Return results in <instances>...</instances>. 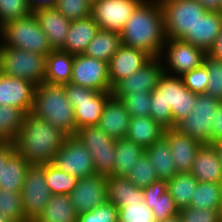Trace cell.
<instances>
[{
    "instance_id": "obj_1",
    "label": "cell",
    "mask_w": 222,
    "mask_h": 222,
    "mask_svg": "<svg viewBox=\"0 0 222 222\" xmlns=\"http://www.w3.org/2000/svg\"><path fill=\"white\" fill-rule=\"evenodd\" d=\"M120 35L122 45L144 51L151 58L162 57L167 38L160 1L144 0L131 14Z\"/></svg>"
},
{
    "instance_id": "obj_2",
    "label": "cell",
    "mask_w": 222,
    "mask_h": 222,
    "mask_svg": "<svg viewBox=\"0 0 222 222\" xmlns=\"http://www.w3.org/2000/svg\"><path fill=\"white\" fill-rule=\"evenodd\" d=\"M197 94L191 92L180 76L164 73L151 92L150 117L165 129L174 128L193 109Z\"/></svg>"
},
{
    "instance_id": "obj_3",
    "label": "cell",
    "mask_w": 222,
    "mask_h": 222,
    "mask_svg": "<svg viewBox=\"0 0 222 222\" xmlns=\"http://www.w3.org/2000/svg\"><path fill=\"white\" fill-rule=\"evenodd\" d=\"M67 137L46 120L28 113L13 144L30 165H46L53 162Z\"/></svg>"
},
{
    "instance_id": "obj_4",
    "label": "cell",
    "mask_w": 222,
    "mask_h": 222,
    "mask_svg": "<svg viewBox=\"0 0 222 222\" xmlns=\"http://www.w3.org/2000/svg\"><path fill=\"white\" fill-rule=\"evenodd\" d=\"M31 113L39 119L46 120L67 136H75L77 133L74 108L66 97L64 85H37Z\"/></svg>"
},
{
    "instance_id": "obj_5",
    "label": "cell",
    "mask_w": 222,
    "mask_h": 222,
    "mask_svg": "<svg viewBox=\"0 0 222 222\" xmlns=\"http://www.w3.org/2000/svg\"><path fill=\"white\" fill-rule=\"evenodd\" d=\"M0 33L6 41L0 47H14L44 56L53 50L34 13L4 24Z\"/></svg>"
},
{
    "instance_id": "obj_6",
    "label": "cell",
    "mask_w": 222,
    "mask_h": 222,
    "mask_svg": "<svg viewBox=\"0 0 222 222\" xmlns=\"http://www.w3.org/2000/svg\"><path fill=\"white\" fill-rule=\"evenodd\" d=\"M46 56L14 47H0V74L35 86L44 83Z\"/></svg>"
},
{
    "instance_id": "obj_7",
    "label": "cell",
    "mask_w": 222,
    "mask_h": 222,
    "mask_svg": "<svg viewBox=\"0 0 222 222\" xmlns=\"http://www.w3.org/2000/svg\"><path fill=\"white\" fill-rule=\"evenodd\" d=\"M167 39L183 40L207 11L196 0H159Z\"/></svg>"
},
{
    "instance_id": "obj_8",
    "label": "cell",
    "mask_w": 222,
    "mask_h": 222,
    "mask_svg": "<svg viewBox=\"0 0 222 222\" xmlns=\"http://www.w3.org/2000/svg\"><path fill=\"white\" fill-rule=\"evenodd\" d=\"M65 94L72 104L77 129L85 126H97L111 91H95L73 83L63 84Z\"/></svg>"
},
{
    "instance_id": "obj_9",
    "label": "cell",
    "mask_w": 222,
    "mask_h": 222,
    "mask_svg": "<svg viewBox=\"0 0 222 222\" xmlns=\"http://www.w3.org/2000/svg\"><path fill=\"white\" fill-rule=\"evenodd\" d=\"M221 102L209 94H197L192 111L174 129L202 144H210L211 122Z\"/></svg>"
},
{
    "instance_id": "obj_10",
    "label": "cell",
    "mask_w": 222,
    "mask_h": 222,
    "mask_svg": "<svg viewBox=\"0 0 222 222\" xmlns=\"http://www.w3.org/2000/svg\"><path fill=\"white\" fill-rule=\"evenodd\" d=\"M89 150L95 167V173L111 176L115 163L116 140L110 138L98 126H85L77 130L75 135Z\"/></svg>"
},
{
    "instance_id": "obj_11",
    "label": "cell",
    "mask_w": 222,
    "mask_h": 222,
    "mask_svg": "<svg viewBox=\"0 0 222 222\" xmlns=\"http://www.w3.org/2000/svg\"><path fill=\"white\" fill-rule=\"evenodd\" d=\"M25 217L33 222L46 207L51 191L46 182L45 165H30L20 191Z\"/></svg>"
},
{
    "instance_id": "obj_12",
    "label": "cell",
    "mask_w": 222,
    "mask_h": 222,
    "mask_svg": "<svg viewBox=\"0 0 222 222\" xmlns=\"http://www.w3.org/2000/svg\"><path fill=\"white\" fill-rule=\"evenodd\" d=\"M52 164L78 179L96 174L89 150L76 136L65 139Z\"/></svg>"
},
{
    "instance_id": "obj_13",
    "label": "cell",
    "mask_w": 222,
    "mask_h": 222,
    "mask_svg": "<svg viewBox=\"0 0 222 222\" xmlns=\"http://www.w3.org/2000/svg\"><path fill=\"white\" fill-rule=\"evenodd\" d=\"M70 83L95 91H111L108 63L84 54L74 55Z\"/></svg>"
},
{
    "instance_id": "obj_14",
    "label": "cell",
    "mask_w": 222,
    "mask_h": 222,
    "mask_svg": "<svg viewBox=\"0 0 222 222\" xmlns=\"http://www.w3.org/2000/svg\"><path fill=\"white\" fill-rule=\"evenodd\" d=\"M144 0H98L91 16L99 29L121 32L131 14Z\"/></svg>"
},
{
    "instance_id": "obj_15",
    "label": "cell",
    "mask_w": 222,
    "mask_h": 222,
    "mask_svg": "<svg viewBox=\"0 0 222 222\" xmlns=\"http://www.w3.org/2000/svg\"><path fill=\"white\" fill-rule=\"evenodd\" d=\"M107 176L94 174L80 178L75 188L69 194L76 213L82 214L105 204L107 197Z\"/></svg>"
},
{
    "instance_id": "obj_16",
    "label": "cell",
    "mask_w": 222,
    "mask_h": 222,
    "mask_svg": "<svg viewBox=\"0 0 222 222\" xmlns=\"http://www.w3.org/2000/svg\"><path fill=\"white\" fill-rule=\"evenodd\" d=\"M161 57L151 58L138 71L118 81L111 90L112 95H130L131 93L152 92L164 73L159 63Z\"/></svg>"
},
{
    "instance_id": "obj_17",
    "label": "cell",
    "mask_w": 222,
    "mask_h": 222,
    "mask_svg": "<svg viewBox=\"0 0 222 222\" xmlns=\"http://www.w3.org/2000/svg\"><path fill=\"white\" fill-rule=\"evenodd\" d=\"M36 86L21 78L0 74V106H10L31 113Z\"/></svg>"
},
{
    "instance_id": "obj_18",
    "label": "cell",
    "mask_w": 222,
    "mask_h": 222,
    "mask_svg": "<svg viewBox=\"0 0 222 222\" xmlns=\"http://www.w3.org/2000/svg\"><path fill=\"white\" fill-rule=\"evenodd\" d=\"M166 42L170 43L165 56L166 62L177 76H182L204 63L207 53L203 49L181 39H166Z\"/></svg>"
},
{
    "instance_id": "obj_19",
    "label": "cell",
    "mask_w": 222,
    "mask_h": 222,
    "mask_svg": "<svg viewBox=\"0 0 222 222\" xmlns=\"http://www.w3.org/2000/svg\"><path fill=\"white\" fill-rule=\"evenodd\" d=\"M170 147L171 157L177 173L191 172L196 154L202 143L179 133L176 129H165L163 136Z\"/></svg>"
},
{
    "instance_id": "obj_20",
    "label": "cell",
    "mask_w": 222,
    "mask_h": 222,
    "mask_svg": "<svg viewBox=\"0 0 222 222\" xmlns=\"http://www.w3.org/2000/svg\"><path fill=\"white\" fill-rule=\"evenodd\" d=\"M151 57L144 51L121 45L108 62V74L113 87L146 64Z\"/></svg>"
},
{
    "instance_id": "obj_21",
    "label": "cell",
    "mask_w": 222,
    "mask_h": 222,
    "mask_svg": "<svg viewBox=\"0 0 222 222\" xmlns=\"http://www.w3.org/2000/svg\"><path fill=\"white\" fill-rule=\"evenodd\" d=\"M131 116L123 102L111 96L104 106L103 113L97 124L110 138L115 140L126 137Z\"/></svg>"
},
{
    "instance_id": "obj_22",
    "label": "cell",
    "mask_w": 222,
    "mask_h": 222,
    "mask_svg": "<svg viewBox=\"0 0 222 222\" xmlns=\"http://www.w3.org/2000/svg\"><path fill=\"white\" fill-rule=\"evenodd\" d=\"M222 30V13L207 11L183 40L203 49L207 54L212 49Z\"/></svg>"
},
{
    "instance_id": "obj_23",
    "label": "cell",
    "mask_w": 222,
    "mask_h": 222,
    "mask_svg": "<svg viewBox=\"0 0 222 222\" xmlns=\"http://www.w3.org/2000/svg\"><path fill=\"white\" fill-rule=\"evenodd\" d=\"M142 190L144 193V202L153 211L156 222H161L178 215L179 208L167 191V181L157 180Z\"/></svg>"
},
{
    "instance_id": "obj_24",
    "label": "cell",
    "mask_w": 222,
    "mask_h": 222,
    "mask_svg": "<svg viewBox=\"0 0 222 222\" xmlns=\"http://www.w3.org/2000/svg\"><path fill=\"white\" fill-rule=\"evenodd\" d=\"M34 15L46 34L52 49H61L65 44L71 21L56 8H42L35 11Z\"/></svg>"
},
{
    "instance_id": "obj_25",
    "label": "cell",
    "mask_w": 222,
    "mask_h": 222,
    "mask_svg": "<svg viewBox=\"0 0 222 222\" xmlns=\"http://www.w3.org/2000/svg\"><path fill=\"white\" fill-rule=\"evenodd\" d=\"M200 182H222V165L212 144H202L190 172Z\"/></svg>"
},
{
    "instance_id": "obj_26",
    "label": "cell",
    "mask_w": 222,
    "mask_h": 222,
    "mask_svg": "<svg viewBox=\"0 0 222 222\" xmlns=\"http://www.w3.org/2000/svg\"><path fill=\"white\" fill-rule=\"evenodd\" d=\"M99 30L92 16L71 21L64 46L60 49L72 55L83 54Z\"/></svg>"
},
{
    "instance_id": "obj_27",
    "label": "cell",
    "mask_w": 222,
    "mask_h": 222,
    "mask_svg": "<svg viewBox=\"0 0 222 222\" xmlns=\"http://www.w3.org/2000/svg\"><path fill=\"white\" fill-rule=\"evenodd\" d=\"M165 128L150 116L131 117L126 137L146 150L164 136Z\"/></svg>"
},
{
    "instance_id": "obj_28",
    "label": "cell",
    "mask_w": 222,
    "mask_h": 222,
    "mask_svg": "<svg viewBox=\"0 0 222 222\" xmlns=\"http://www.w3.org/2000/svg\"><path fill=\"white\" fill-rule=\"evenodd\" d=\"M106 185L108 202L118 208L144 201L142 188L136 187L127 177L108 176Z\"/></svg>"
},
{
    "instance_id": "obj_29",
    "label": "cell",
    "mask_w": 222,
    "mask_h": 222,
    "mask_svg": "<svg viewBox=\"0 0 222 222\" xmlns=\"http://www.w3.org/2000/svg\"><path fill=\"white\" fill-rule=\"evenodd\" d=\"M74 55L63 50H52L46 56L44 83L63 85L70 83Z\"/></svg>"
},
{
    "instance_id": "obj_30",
    "label": "cell",
    "mask_w": 222,
    "mask_h": 222,
    "mask_svg": "<svg viewBox=\"0 0 222 222\" xmlns=\"http://www.w3.org/2000/svg\"><path fill=\"white\" fill-rule=\"evenodd\" d=\"M78 214L67 194H52L33 222H77Z\"/></svg>"
},
{
    "instance_id": "obj_31",
    "label": "cell",
    "mask_w": 222,
    "mask_h": 222,
    "mask_svg": "<svg viewBox=\"0 0 222 222\" xmlns=\"http://www.w3.org/2000/svg\"><path fill=\"white\" fill-rule=\"evenodd\" d=\"M145 152L155 167L159 180L169 181L177 174L170 147L164 137L151 144Z\"/></svg>"
},
{
    "instance_id": "obj_32",
    "label": "cell",
    "mask_w": 222,
    "mask_h": 222,
    "mask_svg": "<svg viewBox=\"0 0 222 222\" xmlns=\"http://www.w3.org/2000/svg\"><path fill=\"white\" fill-rule=\"evenodd\" d=\"M121 45L119 32L99 29L83 54L108 63Z\"/></svg>"
},
{
    "instance_id": "obj_33",
    "label": "cell",
    "mask_w": 222,
    "mask_h": 222,
    "mask_svg": "<svg viewBox=\"0 0 222 222\" xmlns=\"http://www.w3.org/2000/svg\"><path fill=\"white\" fill-rule=\"evenodd\" d=\"M29 166L23 156L15 151L2 165L0 188L20 193Z\"/></svg>"
},
{
    "instance_id": "obj_34",
    "label": "cell",
    "mask_w": 222,
    "mask_h": 222,
    "mask_svg": "<svg viewBox=\"0 0 222 222\" xmlns=\"http://www.w3.org/2000/svg\"><path fill=\"white\" fill-rule=\"evenodd\" d=\"M145 150L127 137L116 140L115 163L111 176L127 177L139 157Z\"/></svg>"
},
{
    "instance_id": "obj_35",
    "label": "cell",
    "mask_w": 222,
    "mask_h": 222,
    "mask_svg": "<svg viewBox=\"0 0 222 222\" xmlns=\"http://www.w3.org/2000/svg\"><path fill=\"white\" fill-rule=\"evenodd\" d=\"M198 180L190 173H177L167 181V191L170 193L179 209L189 207L192 195L196 189Z\"/></svg>"
},
{
    "instance_id": "obj_36",
    "label": "cell",
    "mask_w": 222,
    "mask_h": 222,
    "mask_svg": "<svg viewBox=\"0 0 222 222\" xmlns=\"http://www.w3.org/2000/svg\"><path fill=\"white\" fill-rule=\"evenodd\" d=\"M27 114L18 108L0 106V142H14Z\"/></svg>"
},
{
    "instance_id": "obj_37",
    "label": "cell",
    "mask_w": 222,
    "mask_h": 222,
    "mask_svg": "<svg viewBox=\"0 0 222 222\" xmlns=\"http://www.w3.org/2000/svg\"><path fill=\"white\" fill-rule=\"evenodd\" d=\"M190 207L203 209L221 208V187L220 183L200 182L192 195Z\"/></svg>"
},
{
    "instance_id": "obj_38",
    "label": "cell",
    "mask_w": 222,
    "mask_h": 222,
    "mask_svg": "<svg viewBox=\"0 0 222 222\" xmlns=\"http://www.w3.org/2000/svg\"><path fill=\"white\" fill-rule=\"evenodd\" d=\"M46 182L52 194H67L75 188L78 178L58 169L52 163L45 165Z\"/></svg>"
},
{
    "instance_id": "obj_39",
    "label": "cell",
    "mask_w": 222,
    "mask_h": 222,
    "mask_svg": "<svg viewBox=\"0 0 222 222\" xmlns=\"http://www.w3.org/2000/svg\"><path fill=\"white\" fill-rule=\"evenodd\" d=\"M127 178L139 188L150 186L153 182L159 180L147 153L144 151L139 157L133 168L130 169Z\"/></svg>"
},
{
    "instance_id": "obj_40",
    "label": "cell",
    "mask_w": 222,
    "mask_h": 222,
    "mask_svg": "<svg viewBox=\"0 0 222 222\" xmlns=\"http://www.w3.org/2000/svg\"><path fill=\"white\" fill-rule=\"evenodd\" d=\"M0 211L12 222H30L24 215L19 192L0 188Z\"/></svg>"
},
{
    "instance_id": "obj_41",
    "label": "cell",
    "mask_w": 222,
    "mask_h": 222,
    "mask_svg": "<svg viewBox=\"0 0 222 222\" xmlns=\"http://www.w3.org/2000/svg\"><path fill=\"white\" fill-rule=\"evenodd\" d=\"M120 99L131 117L150 116L151 92L131 93L130 95H112Z\"/></svg>"
},
{
    "instance_id": "obj_42",
    "label": "cell",
    "mask_w": 222,
    "mask_h": 222,
    "mask_svg": "<svg viewBox=\"0 0 222 222\" xmlns=\"http://www.w3.org/2000/svg\"><path fill=\"white\" fill-rule=\"evenodd\" d=\"M119 222H156L153 211L144 202L126 204L118 208Z\"/></svg>"
},
{
    "instance_id": "obj_43",
    "label": "cell",
    "mask_w": 222,
    "mask_h": 222,
    "mask_svg": "<svg viewBox=\"0 0 222 222\" xmlns=\"http://www.w3.org/2000/svg\"><path fill=\"white\" fill-rule=\"evenodd\" d=\"M32 13L28 0H0V27Z\"/></svg>"
},
{
    "instance_id": "obj_44",
    "label": "cell",
    "mask_w": 222,
    "mask_h": 222,
    "mask_svg": "<svg viewBox=\"0 0 222 222\" xmlns=\"http://www.w3.org/2000/svg\"><path fill=\"white\" fill-rule=\"evenodd\" d=\"M204 64L209 74L206 94L222 101V61L207 54Z\"/></svg>"
},
{
    "instance_id": "obj_45",
    "label": "cell",
    "mask_w": 222,
    "mask_h": 222,
    "mask_svg": "<svg viewBox=\"0 0 222 222\" xmlns=\"http://www.w3.org/2000/svg\"><path fill=\"white\" fill-rule=\"evenodd\" d=\"M55 8L73 21L91 16L92 5L87 0H57Z\"/></svg>"
},
{
    "instance_id": "obj_46",
    "label": "cell",
    "mask_w": 222,
    "mask_h": 222,
    "mask_svg": "<svg viewBox=\"0 0 222 222\" xmlns=\"http://www.w3.org/2000/svg\"><path fill=\"white\" fill-rule=\"evenodd\" d=\"M178 217L181 222H222L221 209H199L185 207L179 209Z\"/></svg>"
},
{
    "instance_id": "obj_47",
    "label": "cell",
    "mask_w": 222,
    "mask_h": 222,
    "mask_svg": "<svg viewBox=\"0 0 222 222\" xmlns=\"http://www.w3.org/2000/svg\"><path fill=\"white\" fill-rule=\"evenodd\" d=\"M77 222H119L118 207L107 201L91 211L79 214Z\"/></svg>"
},
{
    "instance_id": "obj_48",
    "label": "cell",
    "mask_w": 222,
    "mask_h": 222,
    "mask_svg": "<svg viewBox=\"0 0 222 222\" xmlns=\"http://www.w3.org/2000/svg\"><path fill=\"white\" fill-rule=\"evenodd\" d=\"M184 85L193 93L204 94L207 90L209 74L206 65L203 63L200 67L194 68L190 72L180 76Z\"/></svg>"
},
{
    "instance_id": "obj_49",
    "label": "cell",
    "mask_w": 222,
    "mask_h": 222,
    "mask_svg": "<svg viewBox=\"0 0 222 222\" xmlns=\"http://www.w3.org/2000/svg\"><path fill=\"white\" fill-rule=\"evenodd\" d=\"M210 130V144L222 141V102L214 113Z\"/></svg>"
},
{
    "instance_id": "obj_50",
    "label": "cell",
    "mask_w": 222,
    "mask_h": 222,
    "mask_svg": "<svg viewBox=\"0 0 222 222\" xmlns=\"http://www.w3.org/2000/svg\"><path fill=\"white\" fill-rule=\"evenodd\" d=\"M16 151L13 142H0V181L2 165H5L8 158Z\"/></svg>"
},
{
    "instance_id": "obj_51",
    "label": "cell",
    "mask_w": 222,
    "mask_h": 222,
    "mask_svg": "<svg viewBox=\"0 0 222 222\" xmlns=\"http://www.w3.org/2000/svg\"><path fill=\"white\" fill-rule=\"evenodd\" d=\"M57 0H28L29 8L34 13L42 8H55Z\"/></svg>"
},
{
    "instance_id": "obj_52",
    "label": "cell",
    "mask_w": 222,
    "mask_h": 222,
    "mask_svg": "<svg viewBox=\"0 0 222 222\" xmlns=\"http://www.w3.org/2000/svg\"><path fill=\"white\" fill-rule=\"evenodd\" d=\"M209 56L222 61V30L217 37L214 46L208 53Z\"/></svg>"
},
{
    "instance_id": "obj_53",
    "label": "cell",
    "mask_w": 222,
    "mask_h": 222,
    "mask_svg": "<svg viewBox=\"0 0 222 222\" xmlns=\"http://www.w3.org/2000/svg\"><path fill=\"white\" fill-rule=\"evenodd\" d=\"M198 1L206 11L220 12L221 0H196Z\"/></svg>"
},
{
    "instance_id": "obj_54",
    "label": "cell",
    "mask_w": 222,
    "mask_h": 222,
    "mask_svg": "<svg viewBox=\"0 0 222 222\" xmlns=\"http://www.w3.org/2000/svg\"><path fill=\"white\" fill-rule=\"evenodd\" d=\"M215 150L217 151L218 159L221 162L222 165V141L216 142V143H211Z\"/></svg>"
},
{
    "instance_id": "obj_55",
    "label": "cell",
    "mask_w": 222,
    "mask_h": 222,
    "mask_svg": "<svg viewBox=\"0 0 222 222\" xmlns=\"http://www.w3.org/2000/svg\"><path fill=\"white\" fill-rule=\"evenodd\" d=\"M161 222H181L180 218L177 216H174V217H171V218H168L164 221H161Z\"/></svg>"
},
{
    "instance_id": "obj_56",
    "label": "cell",
    "mask_w": 222,
    "mask_h": 222,
    "mask_svg": "<svg viewBox=\"0 0 222 222\" xmlns=\"http://www.w3.org/2000/svg\"><path fill=\"white\" fill-rule=\"evenodd\" d=\"M0 222H12L6 216H4L0 211Z\"/></svg>"
},
{
    "instance_id": "obj_57",
    "label": "cell",
    "mask_w": 222,
    "mask_h": 222,
    "mask_svg": "<svg viewBox=\"0 0 222 222\" xmlns=\"http://www.w3.org/2000/svg\"><path fill=\"white\" fill-rule=\"evenodd\" d=\"M220 187H221V212H222V182H221V184H220Z\"/></svg>"
},
{
    "instance_id": "obj_58",
    "label": "cell",
    "mask_w": 222,
    "mask_h": 222,
    "mask_svg": "<svg viewBox=\"0 0 222 222\" xmlns=\"http://www.w3.org/2000/svg\"><path fill=\"white\" fill-rule=\"evenodd\" d=\"M91 5L97 2L98 0H87Z\"/></svg>"
},
{
    "instance_id": "obj_59",
    "label": "cell",
    "mask_w": 222,
    "mask_h": 222,
    "mask_svg": "<svg viewBox=\"0 0 222 222\" xmlns=\"http://www.w3.org/2000/svg\"><path fill=\"white\" fill-rule=\"evenodd\" d=\"M220 13H222V0H221V4H220Z\"/></svg>"
}]
</instances>
